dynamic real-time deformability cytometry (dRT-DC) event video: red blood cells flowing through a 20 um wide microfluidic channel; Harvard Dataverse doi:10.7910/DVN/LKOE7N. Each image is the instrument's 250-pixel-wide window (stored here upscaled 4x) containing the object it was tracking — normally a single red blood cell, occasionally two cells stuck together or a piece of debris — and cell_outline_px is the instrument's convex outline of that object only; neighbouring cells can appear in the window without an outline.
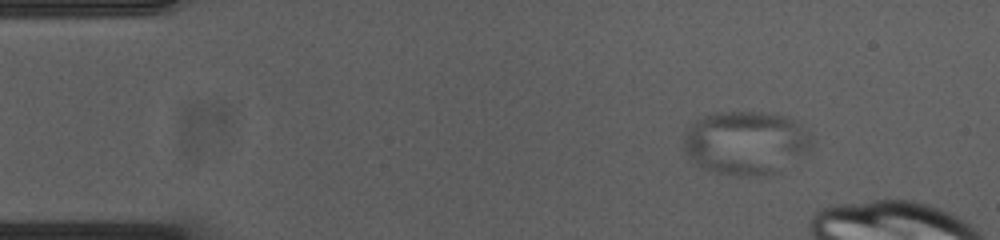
{"species": "common noctule bat (a hibernating species)", "species_latin": "Nyctalus noctula", "temperature_condition": "cold", "stored_images_in_passage": 8, "camera_frame_rate_fps": 3000, "um_per_image_px": 0.085, "animal": {"sex": "female", "body_mass_g": 23.0, "forearm_length_mm": 53.4}, "frame": {"image": 1, "passage_image": 3, "time_ms": 0.667, "image_size_px": [1000, 240], "cell_outline_px": [[824, 144], [776, 172], [764, 176], [748, 176], [720, 172], [708, 168], [700, 164], [680, 144], [680, 140], [700, 120], [708, 116], [720, 112], [752, 112], [784, 116]], "centroid_in_image_um": [63.56, 12.15], "position_along_channel_um": 21.4, "area_um2": 46.7}}